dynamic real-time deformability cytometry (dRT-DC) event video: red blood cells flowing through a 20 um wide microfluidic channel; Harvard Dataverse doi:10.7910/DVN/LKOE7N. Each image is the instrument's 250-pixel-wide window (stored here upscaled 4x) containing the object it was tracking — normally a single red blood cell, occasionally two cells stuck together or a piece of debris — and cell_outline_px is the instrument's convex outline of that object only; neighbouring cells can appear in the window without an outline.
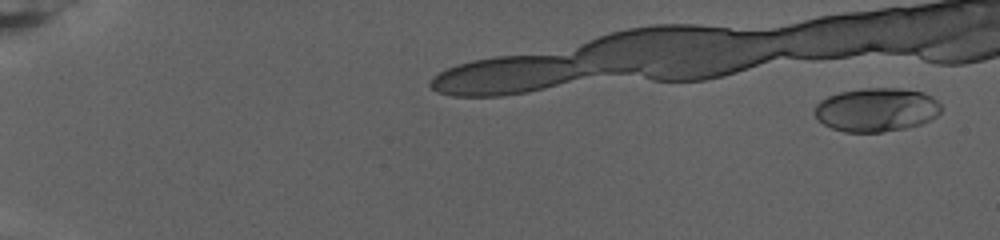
{"species": "human", "species_latin": "Homo sapiens", "temperature_condition": "warm", "stored_images_in_passage": 24, "camera_frame_rate_fps": 3000, "um_per_image_px": 0.085, "donor": {"sex": "female"}, "frame": {"image": 1, "passage_image": 4, "time_ms": 1.0, "image_size_px": [1000, 240], "cell_outline_px": [[944, 108], [936, 116], [920, 124], [904, 128], [880, 132], [844, 132], [832, 128], [824, 124], [816, 116], [816, 104], [820, 100], [828, 96], [840, 92], [864, 88], [900, 88], [920, 92], [932, 96]], "centroid_in_image_um": [74.51, 9.32], "position_along_channel_um": 10.5, "area_um2": 32.02}}